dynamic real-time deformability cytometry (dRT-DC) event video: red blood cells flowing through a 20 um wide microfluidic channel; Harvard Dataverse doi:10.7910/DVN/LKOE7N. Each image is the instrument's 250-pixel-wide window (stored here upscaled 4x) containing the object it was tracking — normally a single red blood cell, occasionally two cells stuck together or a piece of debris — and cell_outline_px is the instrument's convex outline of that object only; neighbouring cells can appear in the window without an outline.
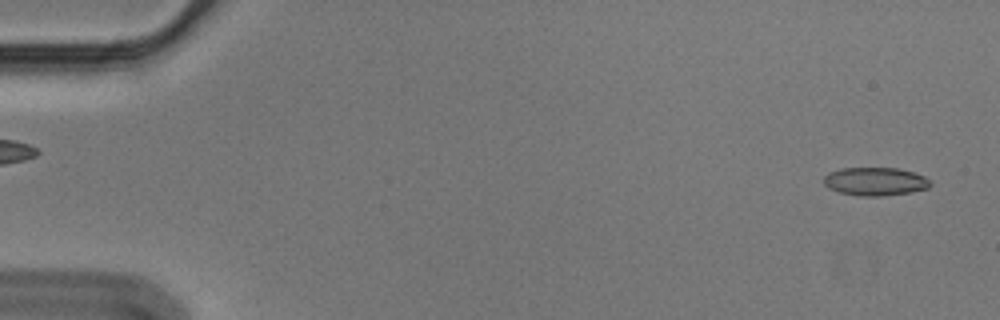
{"species": "Egyptian fruit bat (a non-hibernating species)", "species_latin": "Rousettus aegyptiacus", "temperature_condition": "cold", "stored_images_in_passage": 55, "camera_frame_rate_fps": 3000, "um_per_image_px": 0.085, "animal": {"sex": "male"}, "frame": {"image": 1, "passage_image": 2, "time_ms": 0.333, "image_size_px": [1000, 320], "cell_outline_px": [[932, 184], [928, 188], [912, 192], [880, 196], [860, 196], [840, 192], [828, 188], [824, 184], [824, 176], [828, 172], [840, 168], [896, 168], [912, 172], [924, 176]], "centroid_in_image_um": [74.37, 15.42], "position_along_channel_um": 10.6, "area_um2": 17.51}}
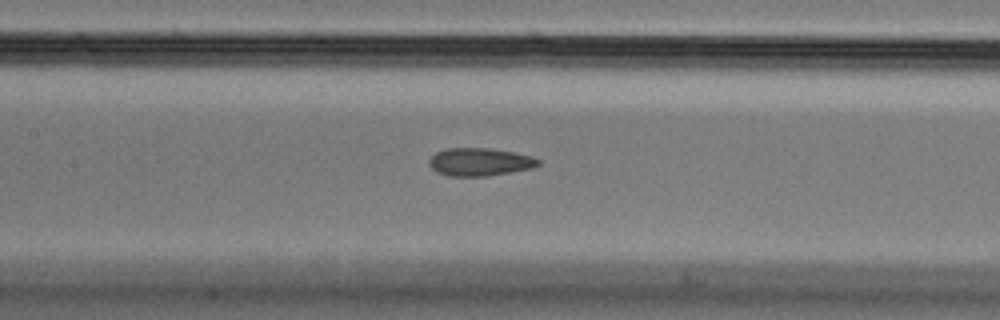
{"frame": {"image": 2, "passage_image": 26, "time_ms": 8.333, "image_size_px": [1000, 320], "cell_outline_px": [[540, 164], [532, 168], [512, 172], [488, 176], [448, 176], [436, 172], [428, 164], [428, 160], [436, 152], [444, 148], [488, 148], [512, 152], [532, 156], [540, 160]], "centroid_in_image_um": [40.76, 13.77], "position_along_channel_um": 166.6, "area_um2": 17.86}}
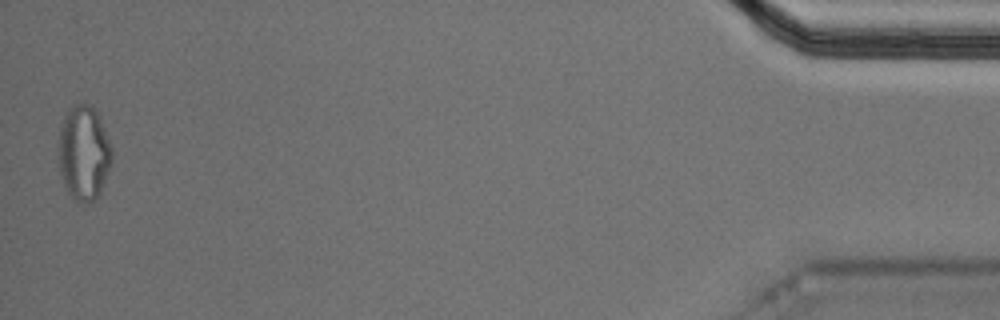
{"frame": {"image": 3, "passage_image": 55, "time_ms": 18.0, "image_size_px": [1000, 320], "cell_outline_px": [[112, 160], [100, 192], [88, 204], [76, 204], [72, 200], [64, 184], [60, 172], [56, 152], [56, 144], [60, 128], [64, 116], [68, 108], [72, 104], [88, 104], [96, 112], [100, 120], [112, 148]], "centroid_in_image_um": [7.06, 13.03], "position_along_channel_um": 428.1, "area_um2": 29.88}, "authors_computed_cell_mechanics": {"area_um2": 18.207, "velocity_mm_per_s": 3.5896, "shape_relaxation_time_tau1_ms": null, "shape_relaxation_time_tau2_ms": 2.9908, "deformation_change_tau1": null, "deformation_change_tau2": 0.0895}}